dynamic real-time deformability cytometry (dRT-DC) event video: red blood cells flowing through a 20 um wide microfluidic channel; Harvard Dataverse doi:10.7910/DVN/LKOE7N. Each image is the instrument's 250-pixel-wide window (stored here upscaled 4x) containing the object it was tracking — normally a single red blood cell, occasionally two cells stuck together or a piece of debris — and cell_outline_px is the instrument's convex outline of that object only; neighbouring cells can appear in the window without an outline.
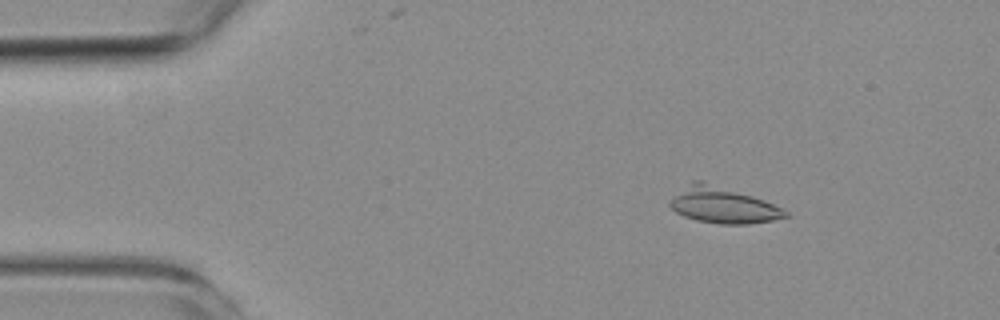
{"species": "common noctule bat (a hibernating species)", "species_latin": "Nyctalus noctula", "temperature_condition": "room temperature", "stored_images_in_passage": 6, "camera_frame_rate_fps": 3000, "um_per_image_px": 0.085, "animal": {"sex": "female", "body_mass_g": 19.3, "forearm_length_mm": 54.1}, "frame": {"image": 1, "passage_image": 2, "time_ms": 1.333, "image_size_px": [1000, 320], "cell_outline_px": [[788, 216], [772, 220], [748, 224], [720, 224], [696, 220], [684, 216], [676, 212], [668, 204], [692, 180], [700, 180], [752, 196], [764, 200], [788, 212]], "centroid_in_image_um": [61.45, 17.46], "position_along_channel_um": 23.6, "area_um2": 23.58}}